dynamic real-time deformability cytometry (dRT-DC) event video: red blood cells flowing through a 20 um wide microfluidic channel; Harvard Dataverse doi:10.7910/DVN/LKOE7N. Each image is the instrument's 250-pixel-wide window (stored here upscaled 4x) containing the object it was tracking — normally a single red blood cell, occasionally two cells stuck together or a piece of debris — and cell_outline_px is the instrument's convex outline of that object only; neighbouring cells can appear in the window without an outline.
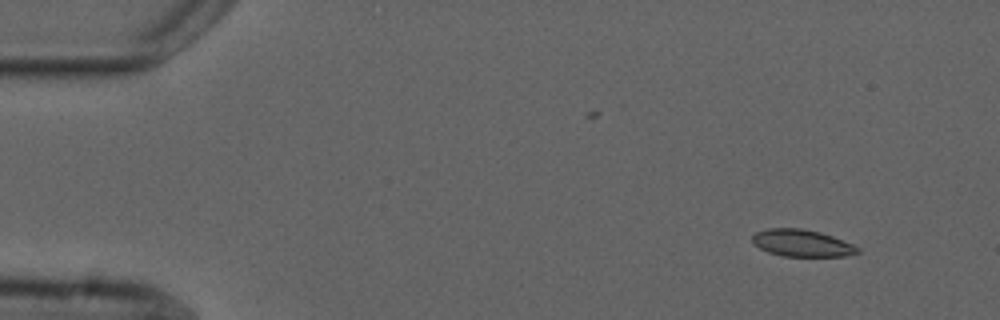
{"species": "common noctule bat (a hibernating species)", "species_latin": "Nyctalus noctula", "temperature_condition": "cold", "stored_images_in_passage": 4, "camera_frame_rate_fps": 3000, "um_per_image_px": 0.085, "animal": {"sex": "male", "forearm_length_mm": 52.5}, "frame": {"image": 1, "passage_image": 1, "time_ms": 0.0, "image_size_px": [1000, 320], "cell_outline_px": [[860, 252], [844, 256], [784, 256], [768, 252], [752, 244], [752, 236], [756, 232], [768, 228], [800, 228], [820, 232], [832, 236], [852, 244], [860, 248]], "centroid_in_image_um": [68.14, 20.66], "position_along_channel_um": 16.9, "area_um2": 16.53}}
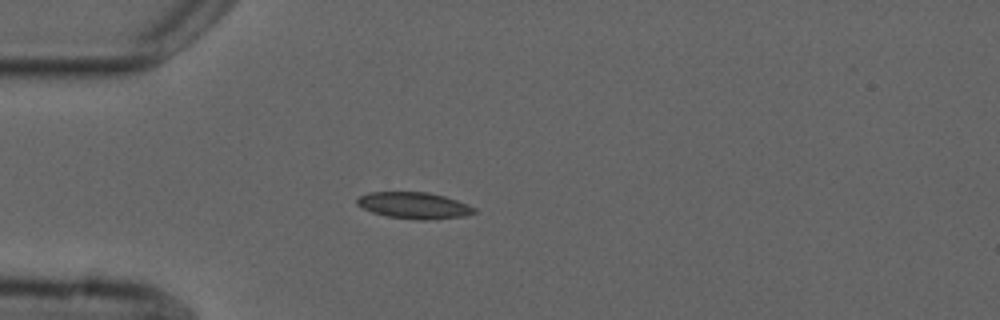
{"frame": {"image": 2, "passage_image": 4, "time_ms": 3.333, "image_size_px": [1000, 320], "cell_outline_px": [[476, 212], [464, 216], [424, 220], [416, 220], [388, 216], [372, 212], [356, 204], [356, 200], [360, 196], [368, 192], [428, 192], [444, 196], [468, 204], [476, 208]], "centroid_in_image_um": [35.2, 17.46], "position_along_channel_um": 49.8, "area_um2": 17.98}}